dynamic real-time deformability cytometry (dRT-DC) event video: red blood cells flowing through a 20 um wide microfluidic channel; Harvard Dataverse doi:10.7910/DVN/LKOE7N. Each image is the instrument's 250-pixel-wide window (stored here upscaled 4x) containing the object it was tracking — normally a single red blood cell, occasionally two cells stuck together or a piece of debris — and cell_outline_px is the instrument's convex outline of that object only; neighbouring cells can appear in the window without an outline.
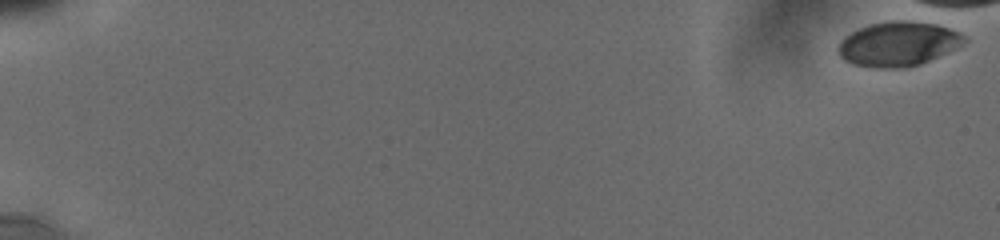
{"species": "human", "species_latin": "Homo sapiens", "temperature_condition": "cold", "stored_images_in_passage": 4, "camera_frame_rate_fps": 3000, "um_per_image_px": 0.085, "donor": {"sex": "male"}, "frame": {"image": 1, "passage_image": 1, "time_ms": 0.0, "image_size_px": [1000, 240], "cell_outline_px": [[968, 40], [964, 44], [948, 52], [920, 64], [904, 68], [876, 68], [852, 64], [844, 60], [840, 56], [840, 40], [844, 36], [860, 28], [872, 24], [892, 20], [904, 20], [936, 24], [948, 28], [964, 36]], "centroid_in_image_um": [76.35, 3.74], "position_along_channel_um": 8.6, "area_um2": 32.48}}